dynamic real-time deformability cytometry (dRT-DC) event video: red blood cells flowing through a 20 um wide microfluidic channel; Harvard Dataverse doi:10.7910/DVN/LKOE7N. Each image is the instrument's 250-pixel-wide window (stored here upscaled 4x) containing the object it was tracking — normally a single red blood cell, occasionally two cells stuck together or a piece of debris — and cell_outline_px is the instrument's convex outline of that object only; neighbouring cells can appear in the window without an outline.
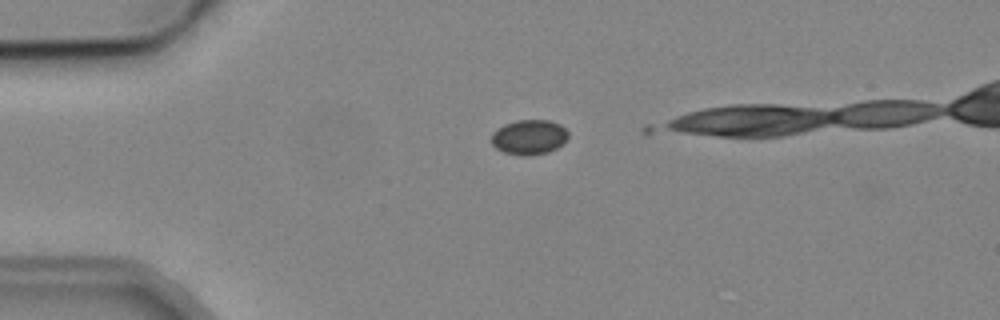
{"species": "common noctule bat (a hibernating species)", "species_latin": "Nyctalus noctula", "temperature_condition": "cold", "stored_images_in_passage": 11, "camera_frame_rate_fps": 3000, "um_per_image_px": 0.085, "animal": {"sex": "male", "body_mass_g": 19.2, "forearm_length_mm": 51.8}, "frame": {"image": 1, "passage_image": 2, "time_ms": 1.0, "image_size_px": [1000, 320], "cell_outline_px": [[568, 136], [556, 148], [548, 152], [528, 156], [520, 156], [504, 152], [496, 148], [492, 144], [492, 132], [504, 124], [516, 120], [548, 120], [560, 124], [568, 132]], "centroid_in_image_um": [44.95, 11.65], "position_along_channel_um": 40.1, "area_um2": 15.55}}
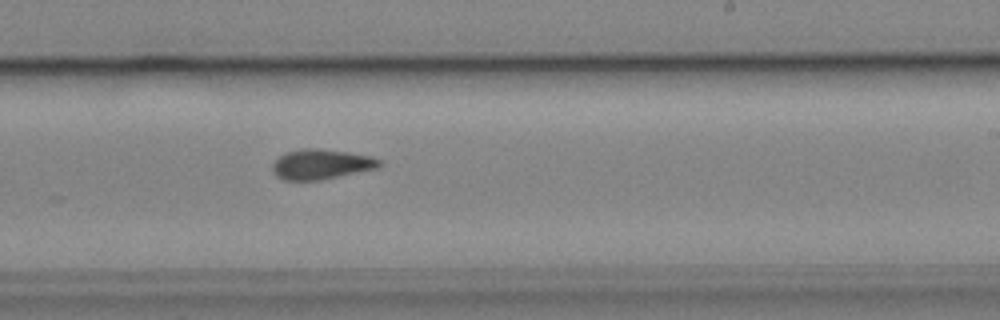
{"frame": {"image": 2, "passage_image": 10, "time_ms": 11.333, "image_size_px": [1000, 320], "cell_outline_px": [[384, 164], [380, 168], [320, 180], [284, 180], [276, 176], [272, 172], [272, 164], [284, 152], [304, 148], [320, 148], [348, 152], [372, 156], [380, 160]], "centroid_in_image_um": [27.33, 13.96], "position_along_channel_um": 261.7, "area_um2": 19.02}}